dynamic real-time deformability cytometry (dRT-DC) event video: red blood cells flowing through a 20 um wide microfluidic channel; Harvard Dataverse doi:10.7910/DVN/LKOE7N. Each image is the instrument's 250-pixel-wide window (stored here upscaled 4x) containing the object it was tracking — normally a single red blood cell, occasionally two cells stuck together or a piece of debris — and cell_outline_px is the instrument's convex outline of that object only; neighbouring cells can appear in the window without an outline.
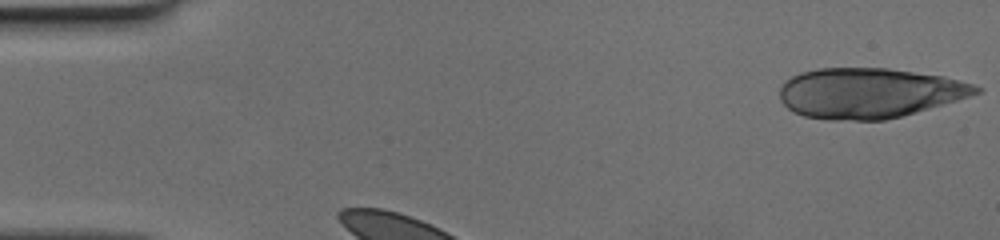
{"species": "human", "species_latin": "Homo sapiens", "temperature_condition": "cold", "stored_images_in_passage": 6, "camera_frame_rate_fps": 3000, "um_per_image_px": 0.085, "donor": {"sex": "female"}, "frame": {"image": 1, "passage_image": 1, "time_ms": 0.0, "image_size_px": [1000, 240], "cell_outline_px": [[984, 88], [980, 92], [956, 100], [900, 116], [884, 120], [828, 120], [804, 116], [788, 108], [780, 100], [780, 88], [792, 76], [804, 72], [820, 68], [888, 68], [944, 76], [972, 84]], "centroid_in_image_um": [73.86, 7.9], "position_along_channel_um": 11.1, "area_um2": 56.76}}
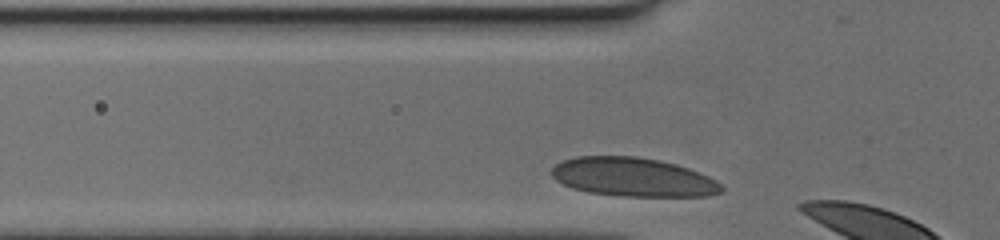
{"frame": {"image": 2, "passage_image": 4, "time_ms": 1.0, "image_size_px": [1000, 240], "cell_outline_px": [[724, 192], [708, 196], [620, 196], [588, 192], [572, 188], [556, 180], [552, 176], [552, 168], [556, 164], [564, 160], [576, 156], [636, 156], [660, 160], [676, 164], [688, 168], [708, 176], [716, 180], [724, 188]], "centroid_in_image_um": [53.83, 15.06], "position_along_channel_um": 72.0, "area_um2": 38.49}}